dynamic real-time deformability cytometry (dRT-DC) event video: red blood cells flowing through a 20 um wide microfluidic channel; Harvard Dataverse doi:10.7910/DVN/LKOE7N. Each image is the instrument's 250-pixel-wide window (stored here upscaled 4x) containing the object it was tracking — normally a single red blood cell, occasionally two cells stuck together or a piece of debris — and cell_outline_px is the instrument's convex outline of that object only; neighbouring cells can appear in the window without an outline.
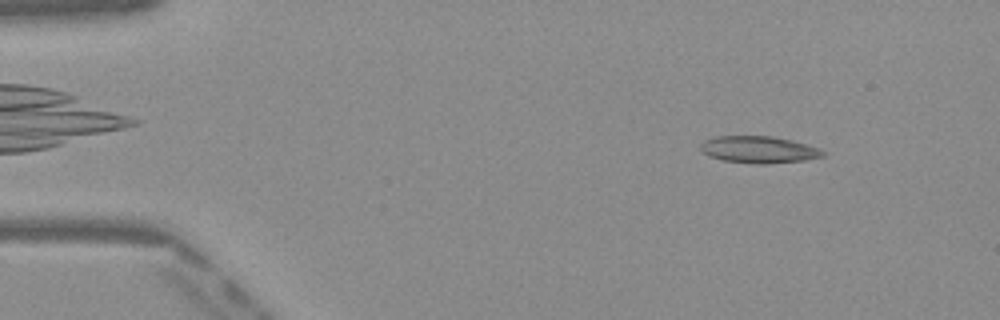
{"species": "Egyptian fruit bat (a non-hibernating species)", "species_latin": "Rousettus aegyptiacus", "temperature_condition": "warm", "stored_images_in_passage": 46, "camera_frame_rate_fps": 3000, "um_per_image_px": 0.085, "frame": {"image": 1, "passage_image": 3, "time_ms": 0.667, "image_size_px": [1000, 320], "cell_outline_px": [[824, 156], [804, 160], [764, 164], [756, 164], [724, 160], [708, 156], [700, 148], [700, 144], [704, 140], [716, 136], [772, 136], [792, 140], [820, 148], [824, 152]], "centroid_in_image_um": [64.49, 12.71], "position_along_channel_um": 20.5, "area_um2": 19.13}}
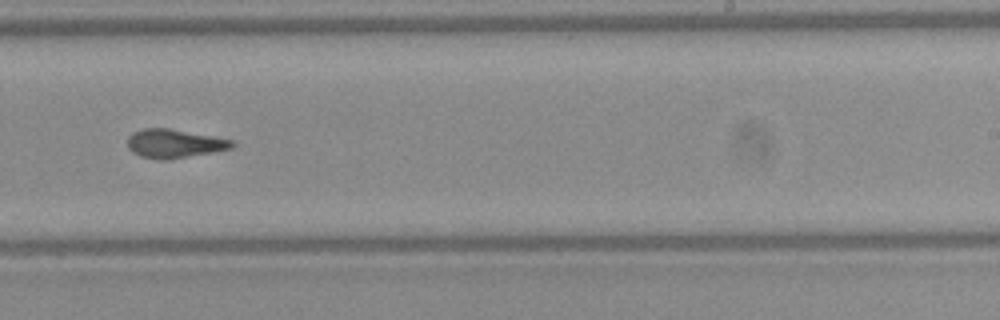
{"frame": {"image": 2, "passage_image": 28, "time_ms": 9.0, "image_size_px": [1000, 320], "cell_outline_px": [[236, 144], [232, 148], [212, 152], [168, 160], [160, 160], [140, 156], [132, 152], [128, 148], [128, 136], [132, 132], [140, 128], [168, 128], [212, 136], [232, 140]], "centroid_in_image_um": [14.78, 12.2], "position_along_channel_um": 274.2, "area_um2": 17.51}}
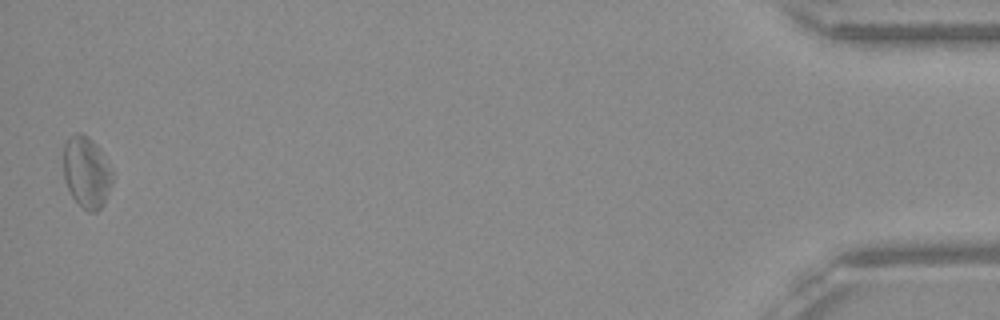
{"frame": {"image": 3, "passage_image": 46, "time_ms": 15.0, "image_size_px": [1000, 320], "cell_outline_px": [[112, 184], [104, 204], [96, 212], [88, 212], [72, 196], [64, 180], [64, 144], [76, 132], [80, 132], [92, 140], [100, 148], [112, 172]], "centroid_in_image_um": [7.36, 14.65], "position_along_channel_um": 427.8, "area_um2": 20.17}, "authors_computed_cell_mechanics": {"area_um2": 18.1492, "velocity_mm_per_s": 4.0805, "shape_relaxation_time_tau1_ms": 7.6568, "shape_relaxation_time_tau2_ms": 2.5273, "deformation_change_tau1": 0.1954, "deformation_change_tau2": 0.0928}}